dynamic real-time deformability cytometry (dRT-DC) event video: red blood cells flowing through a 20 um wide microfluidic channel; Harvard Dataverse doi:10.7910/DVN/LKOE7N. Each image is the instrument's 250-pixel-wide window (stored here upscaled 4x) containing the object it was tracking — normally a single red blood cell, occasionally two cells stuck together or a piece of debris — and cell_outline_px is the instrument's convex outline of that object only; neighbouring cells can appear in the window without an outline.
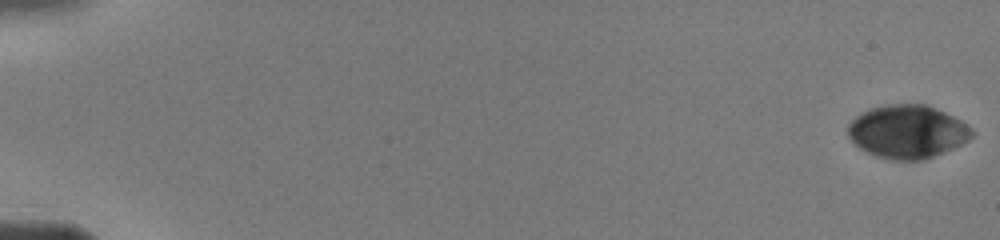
{"species": "human", "species_latin": "Homo sapiens", "temperature_condition": "warm", "stored_images_in_passage": 18, "camera_frame_rate_fps": 3000, "um_per_image_px": 0.085, "donor": {"sex": "male"}, "frame": {"image": 1, "passage_image": 1, "time_ms": 0.0, "image_size_px": [1000, 240], "cell_outline_px": [[976, 132], [968, 140], [952, 148], [924, 160], [892, 160], [876, 156], [860, 148], [848, 136], [848, 124], [856, 116], [872, 108], [888, 104], [924, 104], [936, 108], [960, 120], [972, 128]], "centroid_in_image_um": [77.14, 11.19], "position_along_channel_um": 7.9, "area_um2": 38.15}}
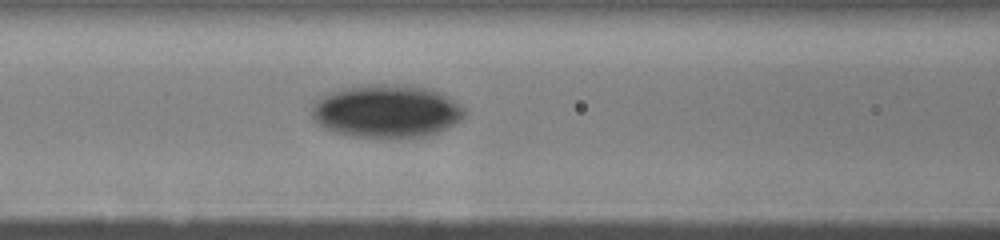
{"frame": {"image": 2, "passage_image": 16, "time_ms": 7.667, "image_size_px": [1000, 240], "cell_outline_px": [[464, 116], [460, 120], [436, 132], [424, 136], [352, 136], [332, 132], [324, 128], [312, 120], [312, 104], [316, 100], [332, 92], [360, 84], [400, 84], [432, 88], [440, 92], [460, 104], [464, 108]], "centroid_in_image_um": [32.82, 9.42], "position_along_channel_um": 133.8, "area_um2": 46.82}}
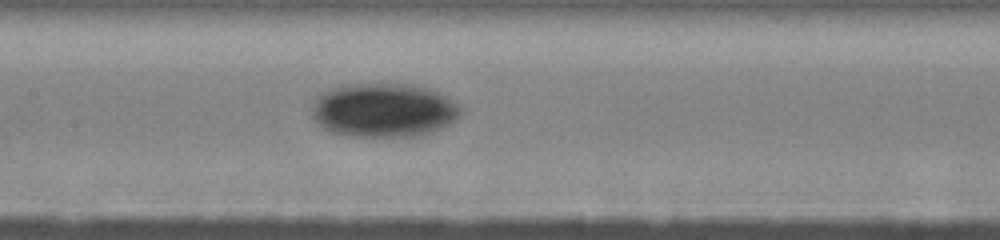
{"frame": {"image": 3, "passage_image": 18, "time_ms": 8.667, "image_size_px": [1000, 240], "cell_outline_px": [[460, 116], [456, 120], [440, 128], [428, 132], [412, 136], [352, 136], [332, 132], [324, 128], [312, 116], [312, 100], [316, 96], [332, 88], [348, 84], [412, 84], [428, 88], [440, 92], [448, 96], [460, 108]], "centroid_in_image_um": [32.6, 9.35], "position_along_channel_um": 174.8, "area_um2": 46.64}}